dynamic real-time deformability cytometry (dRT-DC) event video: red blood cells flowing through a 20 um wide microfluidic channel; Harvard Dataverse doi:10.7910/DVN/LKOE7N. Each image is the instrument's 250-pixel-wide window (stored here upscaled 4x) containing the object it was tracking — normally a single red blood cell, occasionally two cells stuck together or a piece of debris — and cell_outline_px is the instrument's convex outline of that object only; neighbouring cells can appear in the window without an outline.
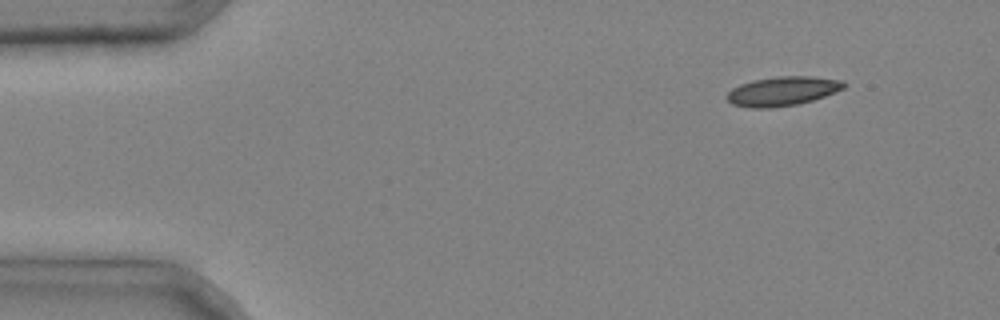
{"species": "common noctule bat (a hibernating species)", "species_latin": "Nyctalus noctula", "temperature_condition": "cold", "stored_images_in_passage": 4, "camera_frame_rate_fps": 3000, "um_per_image_px": 0.085, "animal": {"sex": "male", "body_mass_g": 20.4}, "frame": {"image": 1, "passage_image": 1, "time_ms": 0.0, "image_size_px": [1000, 320], "cell_outline_px": [[848, 84], [844, 88], [824, 96], [800, 104], [772, 108], [752, 108], [732, 104], [724, 96], [732, 88], [740, 84], [752, 80], [776, 76], [808, 76], [844, 80]], "centroid_in_image_um": [66.5, 7.74], "position_along_channel_um": 18.5, "area_um2": 20.11}}
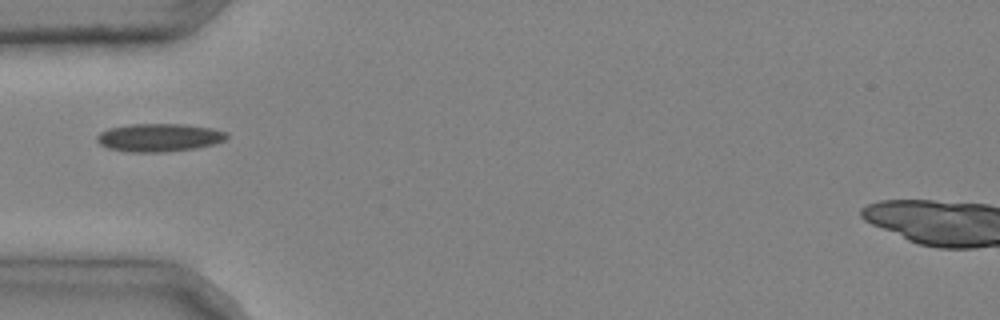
{"frame": {"image": 2, "passage_image": 4, "time_ms": 1.0, "image_size_px": [1000, 320], "cell_outline_px": [[228, 136], [224, 140], [212, 144], [196, 148], [168, 152], [128, 152], [108, 148], [100, 144], [96, 140], [96, 136], [100, 132], [108, 128], [132, 124], [184, 124], [212, 128], [228, 132]], "centroid_in_image_um": [13.51, 11.69], "position_along_channel_um": 71.5, "area_um2": 21.33}}